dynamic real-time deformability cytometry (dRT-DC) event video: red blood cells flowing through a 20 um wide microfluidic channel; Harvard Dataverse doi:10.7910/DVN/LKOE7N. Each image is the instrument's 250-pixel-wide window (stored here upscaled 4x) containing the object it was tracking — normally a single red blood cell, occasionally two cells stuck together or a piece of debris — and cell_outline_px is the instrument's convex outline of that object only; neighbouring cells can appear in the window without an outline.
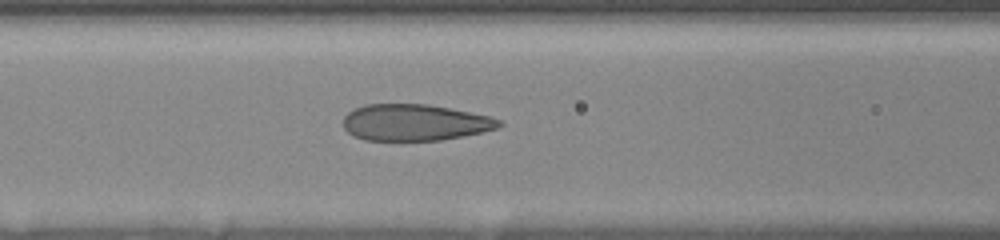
{"species": "human", "species_latin": "Homo sapiens", "temperature_condition": "room temperature", "stored_images_in_passage": 41, "camera_frame_rate_fps": 3000, "um_per_image_px": 0.085, "donor": {"sex": "female"}, "frame": {"image": 1, "passage_image": 33, "time_ms": 7.667, "image_size_px": [1000, 240], "cell_outline_px": [[504, 124], [500, 128], [464, 136], [440, 140], [364, 140], [352, 136], [344, 128], [344, 116], [348, 112], [364, 104], [428, 104], [492, 116], [500, 120]], "centroid_in_image_um": [35.29, 10.41], "position_along_channel_um": 131.3, "area_um2": 33.29}}
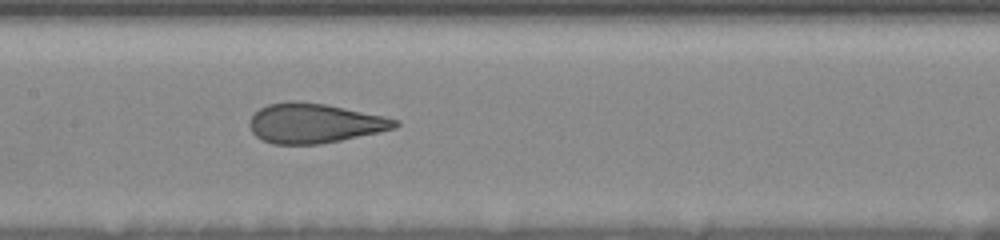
{"frame": {"image": 2, "passage_image": 40, "time_ms": 9.0, "image_size_px": [1000, 240], "cell_outline_px": [[400, 124], [392, 128], [376, 132], [340, 140], [320, 144], [272, 144], [256, 136], [252, 132], [248, 124], [252, 116], [260, 108], [268, 104], [288, 100], [296, 100], [324, 104], [384, 116], [400, 120]], "centroid_in_image_um": [26.68, 10.46], "position_along_channel_um": 180.7, "area_um2": 33.35}}